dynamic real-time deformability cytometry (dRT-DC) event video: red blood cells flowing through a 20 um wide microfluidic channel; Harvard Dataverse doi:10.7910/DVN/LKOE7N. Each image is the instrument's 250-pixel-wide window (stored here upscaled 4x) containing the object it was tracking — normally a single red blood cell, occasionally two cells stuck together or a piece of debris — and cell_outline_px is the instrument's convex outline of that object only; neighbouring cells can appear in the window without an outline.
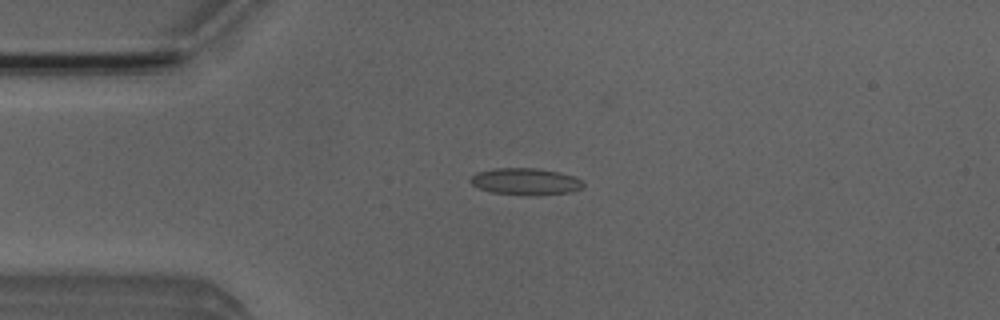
{"species": "Egyptian fruit bat (a non-hibernating species)", "species_latin": "Rousettus aegyptiacus", "temperature_condition": "room temperature", "stored_images_in_passage": 5, "camera_frame_rate_fps": 3000, "um_per_image_px": 0.085, "animal": {"sex": "male"}, "frame": {"image": 1, "passage_image": 4, "time_ms": 3.667, "image_size_px": [1000, 320], "cell_outline_px": [[584, 188], [572, 192], [536, 196], [524, 196], [492, 192], [480, 188], [472, 184], [468, 180], [476, 172], [492, 168], [536, 168], [560, 172], [576, 176], [584, 184]], "centroid_in_image_um": [44.7, 15.44], "position_along_channel_um": 40.3, "area_um2": 18.03}}
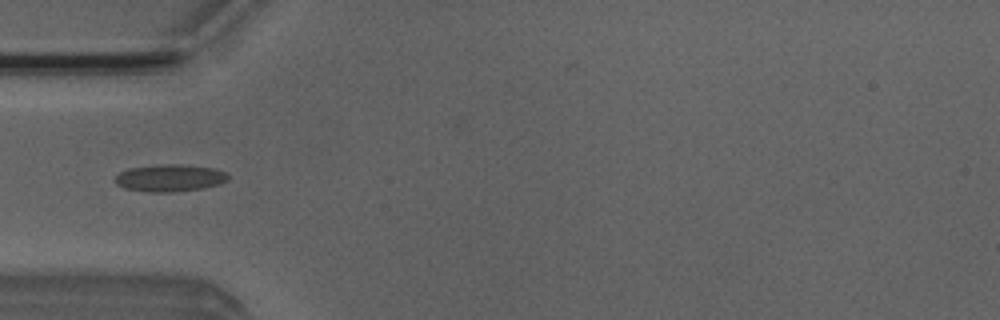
{"frame": {"image": 2, "passage_image": 5, "time_ms": 5.0, "image_size_px": [1000, 320], "cell_outline_px": [[228, 180], [220, 184], [204, 188], [172, 192], [148, 192], [124, 188], [116, 184], [112, 180], [120, 172], [128, 168], [160, 164], [180, 164], [212, 168], [224, 172], [228, 176]], "centroid_in_image_um": [14.39, 15.13], "position_along_channel_um": 70.6, "area_um2": 17.98}}